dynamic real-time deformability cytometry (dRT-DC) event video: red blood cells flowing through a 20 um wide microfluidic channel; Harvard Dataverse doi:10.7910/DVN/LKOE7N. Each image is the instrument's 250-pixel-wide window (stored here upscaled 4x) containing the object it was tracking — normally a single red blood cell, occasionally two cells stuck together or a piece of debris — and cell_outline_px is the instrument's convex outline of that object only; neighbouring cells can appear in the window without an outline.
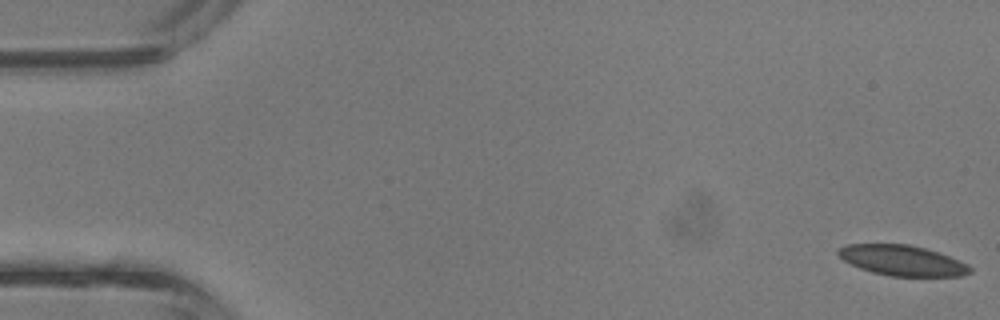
{"species": "common noctule bat (a hibernating species)", "species_latin": "Nyctalus noctula", "temperature_condition": "room temperature", "stored_images_in_passage": 4, "camera_frame_rate_fps": 3000, "um_per_image_px": 0.085, "animal": {"sex": "male", "body_mass_g": 13.3}, "frame": {"image": 1, "passage_image": 4, "time_ms": 1.0, "image_size_px": [1000, 320], "cell_outline_px": [[972, 272], [964, 276], [892, 276], [872, 272], [860, 268], [844, 260], [836, 252], [840, 248], [848, 244], [908, 244], [924, 248], [948, 256], [968, 264], [972, 268]], "centroid_in_image_um": [76.72, 22.14], "position_along_channel_um": 8.3, "area_um2": 23.12}}